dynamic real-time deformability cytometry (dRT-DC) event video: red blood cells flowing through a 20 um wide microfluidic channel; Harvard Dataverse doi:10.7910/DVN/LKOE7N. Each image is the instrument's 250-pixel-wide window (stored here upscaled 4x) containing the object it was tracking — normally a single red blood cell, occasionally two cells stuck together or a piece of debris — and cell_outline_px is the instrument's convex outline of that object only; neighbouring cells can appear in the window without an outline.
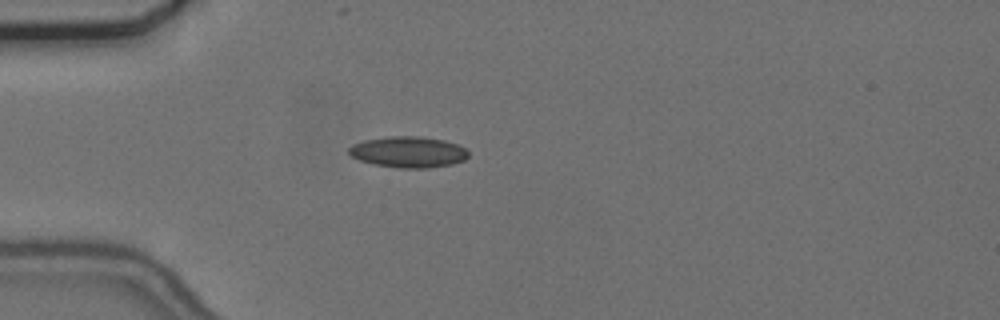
{"species": "common noctule bat (a hibernating species)", "species_latin": "Nyctalus noctula", "temperature_condition": "cold", "stored_images_in_passage": 41, "camera_frame_rate_fps": 3000, "um_per_image_px": 0.085, "animal": {"sex": "female", "body_mass_g": 24.6, "forearm_length_mm": 56.2}, "frame": {"image": 1, "passage_image": 1, "time_ms": 0.0, "image_size_px": [1000, 320], "cell_outline_px": [[468, 156], [464, 160], [452, 164], [428, 168], [400, 168], [372, 164], [360, 160], [352, 156], [348, 152], [348, 148], [352, 144], [364, 140], [388, 136], [420, 136], [444, 140], [468, 148]], "centroid_in_image_um": [34.71, 12.91], "position_along_channel_um": 50.3, "area_um2": 21.79}}
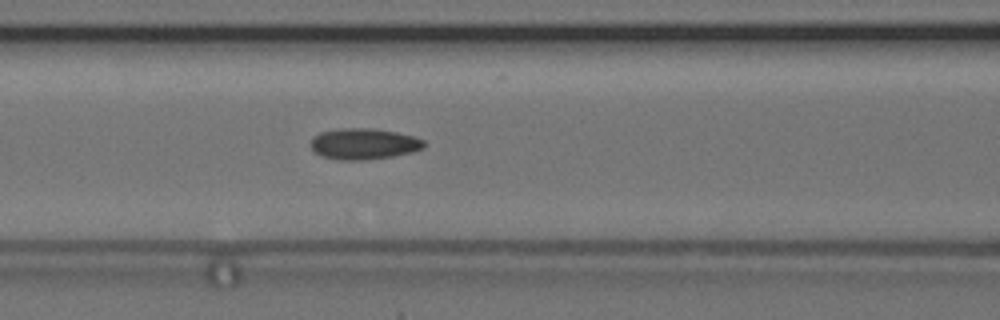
{"frame": {"image": 2, "passage_image": 9, "time_ms": 2.667, "image_size_px": [1000, 320], "cell_outline_px": [[424, 148], [412, 152], [392, 156], [364, 160], [336, 160], [320, 156], [312, 148], [312, 136], [320, 132], [340, 128], [372, 128], [396, 132], [412, 136], [424, 140]], "centroid_in_image_um": [30.9, 12.23], "position_along_channel_um": 135.7, "area_um2": 20.52}}
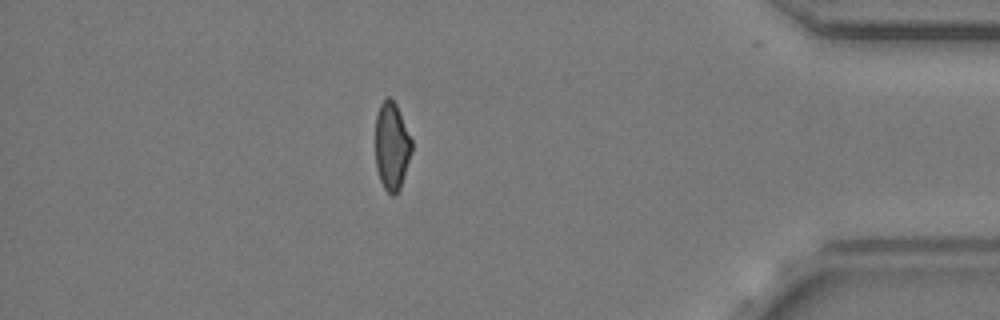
{"frame": {"image": 3, "passage_image": 34, "time_ms": 11.0, "image_size_px": [1000, 320], "cell_outline_px": [[412, 152], [400, 188], [392, 196], [384, 188], [380, 180], [376, 168], [376, 116], [380, 104], [388, 96], [396, 104], [412, 140]], "centroid_in_image_um": [33.3, 12.43], "position_along_channel_um": 401.9, "area_um2": 18.44}, "authors_computed_cell_mechanics": {"area_um2": 19.8832, "velocity_mm_per_s": 3.6824, "shape_relaxation_time_tau1_ms": null, "shape_relaxation_time_tau2_ms": 1.6936, "deformation_change_tau1": null, "deformation_change_tau2": 0.0721}}